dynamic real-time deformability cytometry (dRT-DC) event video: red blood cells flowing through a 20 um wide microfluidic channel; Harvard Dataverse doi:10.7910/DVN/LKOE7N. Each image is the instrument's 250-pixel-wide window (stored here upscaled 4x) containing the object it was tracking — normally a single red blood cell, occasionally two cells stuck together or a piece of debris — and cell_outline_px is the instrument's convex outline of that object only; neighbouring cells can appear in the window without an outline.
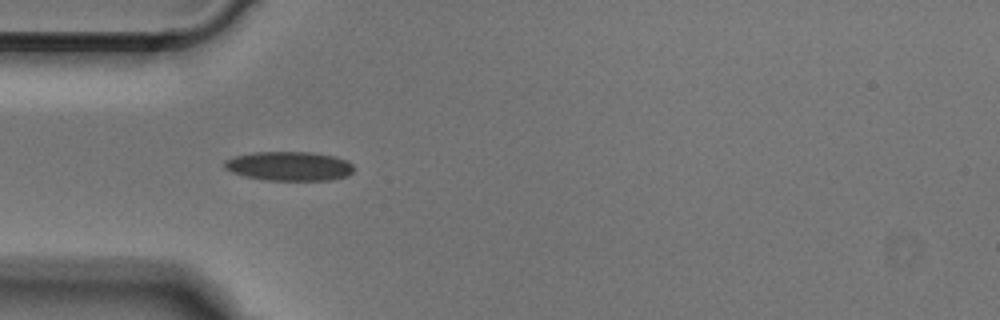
{"species": "Egyptian fruit bat (a non-hibernating species)", "species_latin": "Rousettus aegyptiacus", "temperature_condition": "cold", "stored_images_in_passage": 36, "camera_frame_rate_fps": 3000, "um_per_image_px": 0.085, "animal": {"sex": "male"}, "frame": {"image": 1, "passage_image": 1, "time_ms": 0.0, "image_size_px": [1000, 320], "cell_outline_px": [[352, 172], [348, 176], [328, 180], [268, 180], [244, 176], [232, 172], [224, 168], [224, 160], [236, 156], [252, 152], [312, 152], [336, 156], [348, 160], [352, 164]], "centroid_in_image_um": [24.59, 14.11], "position_along_channel_um": 60.4, "area_um2": 22.08}}
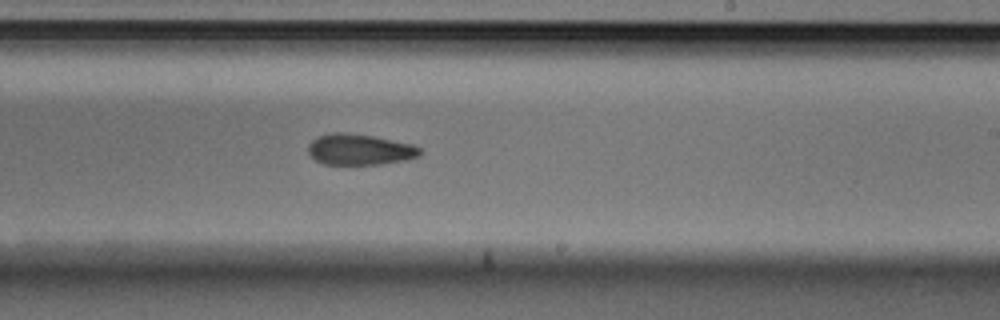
{"frame": {"image": 2, "passage_image": 16, "time_ms": 5.0, "image_size_px": [1000, 320], "cell_outline_px": [[424, 152], [420, 156], [404, 160], [380, 164], [324, 164], [316, 160], [308, 152], [308, 144], [316, 136], [332, 132], [344, 132], [372, 136], [412, 144], [420, 148]], "centroid_in_image_um": [30.57, 12.7], "position_along_channel_um": 258.4, "area_um2": 20.17}}
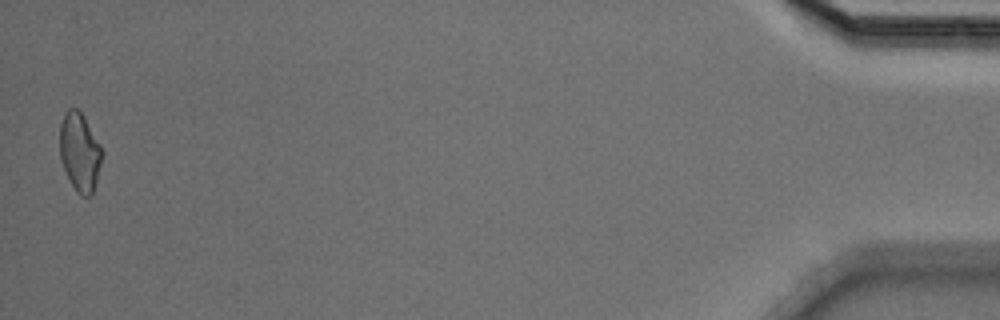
{"frame": {"image": 3, "passage_image": 36, "time_ms": 11.667, "image_size_px": [1000, 320], "cell_outline_px": [[104, 152], [92, 196], [80, 196], [76, 192], [60, 160], [60, 124], [64, 112], [68, 108], [76, 108], [84, 116], [100, 144]], "centroid_in_image_um": [6.78, 12.91], "position_along_channel_um": 428.4, "area_um2": 19.42}}